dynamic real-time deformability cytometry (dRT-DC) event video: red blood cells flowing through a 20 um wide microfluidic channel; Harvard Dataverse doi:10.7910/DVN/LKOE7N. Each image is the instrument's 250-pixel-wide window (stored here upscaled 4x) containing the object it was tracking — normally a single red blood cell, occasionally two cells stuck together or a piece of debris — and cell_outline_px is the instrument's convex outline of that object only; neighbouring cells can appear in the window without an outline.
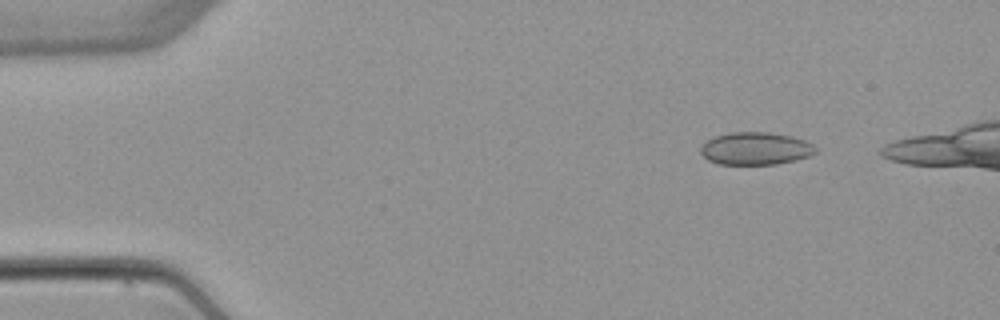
{"species": "common noctule bat (a hibernating species)", "species_latin": "Nyctalus noctula", "temperature_condition": "warm", "stored_images_in_passage": 6, "camera_frame_rate_fps": 3000, "um_per_image_px": 0.085, "animal": {"sex": "female", "body_mass_g": 22.7, "forearm_length_mm": 54.2}, "frame": {"image": 1, "passage_image": 2, "time_ms": 1.333, "image_size_px": [1000, 320], "cell_outline_px": [[820, 148], [816, 152], [808, 156], [796, 160], [776, 164], [720, 164], [708, 160], [700, 152], [700, 148], [708, 140], [716, 136], [728, 132], [768, 132], [792, 136], [804, 140]], "centroid_in_image_um": [64.25, 12.62], "position_along_channel_um": 20.7, "area_um2": 21.85}}
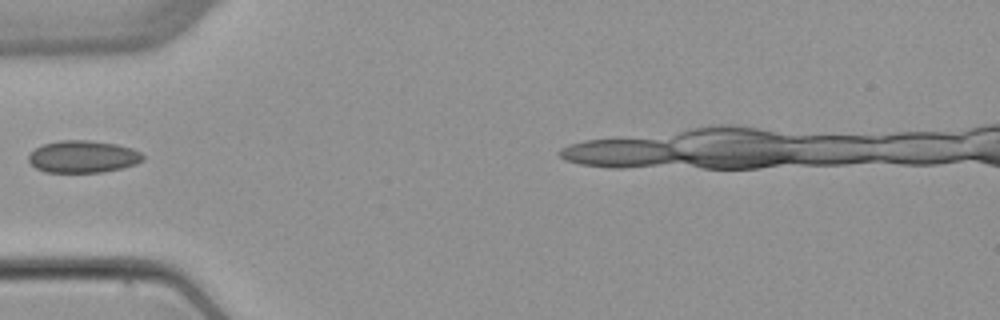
{"frame": {"image": 2, "passage_image": 5, "time_ms": 5.0, "image_size_px": [1000, 320], "cell_outline_px": [[144, 160], [136, 164], [120, 168], [100, 172], [44, 172], [36, 168], [28, 160], [28, 156], [36, 148], [44, 144], [60, 140], [88, 140], [116, 144], [132, 148], [140, 152], [144, 156]], "centroid_in_image_um": [7.06, 13.31], "position_along_channel_um": 77.9, "area_um2": 21.33}}